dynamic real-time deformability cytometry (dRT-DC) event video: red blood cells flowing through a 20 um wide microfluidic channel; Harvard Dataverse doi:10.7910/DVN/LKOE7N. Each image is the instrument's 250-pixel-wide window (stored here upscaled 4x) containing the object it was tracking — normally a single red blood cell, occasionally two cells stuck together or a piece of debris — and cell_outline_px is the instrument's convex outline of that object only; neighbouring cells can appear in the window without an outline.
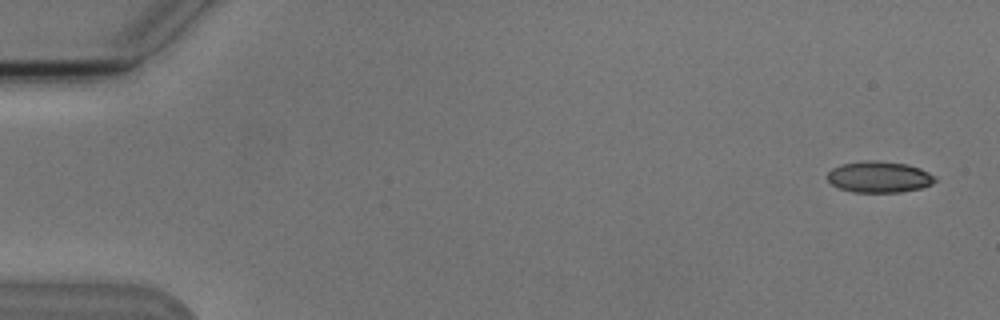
{"species": "Egyptian fruit bat (a non-hibernating species)", "species_latin": "Rousettus aegyptiacus", "temperature_condition": "cold", "stored_images_in_passage": 5, "camera_frame_rate_fps": 3000, "um_per_image_px": 0.085, "animal": {"sex": "male"}, "frame": {"image": 1, "passage_image": 1, "time_ms": 0.0, "image_size_px": [1000, 320], "cell_outline_px": [[936, 180], [932, 184], [920, 188], [900, 192], [852, 192], [840, 188], [832, 184], [828, 180], [828, 172], [832, 168], [840, 164], [864, 160], [876, 160], [908, 164], [920, 168], [936, 176]], "centroid_in_image_um": [74.73, 15.03], "position_along_channel_um": 10.3, "area_um2": 19.71}}